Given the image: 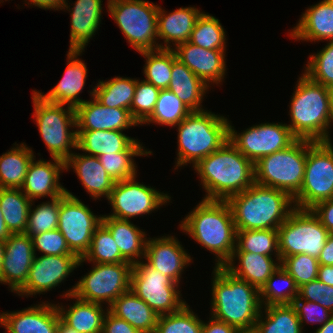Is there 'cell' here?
<instances>
[{
  "mask_svg": "<svg viewBox=\"0 0 333 333\" xmlns=\"http://www.w3.org/2000/svg\"><path fill=\"white\" fill-rule=\"evenodd\" d=\"M328 99L330 103V109L333 116V85L327 87Z\"/></svg>",
  "mask_w": 333,
  "mask_h": 333,
  "instance_id": "03108f58",
  "label": "cell"
},
{
  "mask_svg": "<svg viewBox=\"0 0 333 333\" xmlns=\"http://www.w3.org/2000/svg\"><path fill=\"white\" fill-rule=\"evenodd\" d=\"M237 333H256L254 330H239Z\"/></svg>",
  "mask_w": 333,
  "mask_h": 333,
  "instance_id": "a7ac6f4b",
  "label": "cell"
},
{
  "mask_svg": "<svg viewBox=\"0 0 333 333\" xmlns=\"http://www.w3.org/2000/svg\"><path fill=\"white\" fill-rule=\"evenodd\" d=\"M304 74L325 87L333 85V41H330L319 53L310 56Z\"/></svg>",
  "mask_w": 333,
  "mask_h": 333,
  "instance_id": "681fc988",
  "label": "cell"
},
{
  "mask_svg": "<svg viewBox=\"0 0 333 333\" xmlns=\"http://www.w3.org/2000/svg\"><path fill=\"white\" fill-rule=\"evenodd\" d=\"M298 298L317 302L333 313V286L316 279L298 288Z\"/></svg>",
  "mask_w": 333,
  "mask_h": 333,
  "instance_id": "f5cc1de1",
  "label": "cell"
},
{
  "mask_svg": "<svg viewBox=\"0 0 333 333\" xmlns=\"http://www.w3.org/2000/svg\"><path fill=\"white\" fill-rule=\"evenodd\" d=\"M208 87L184 63L177 59L173 50V67L168 90L173 92L192 111H203L200 104Z\"/></svg>",
  "mask_w": 333,
  "mask_h": 333,
  "instance_id": "4dcf8cb0",
  "label": "cell"
},
{
  "mask_svg": "<svg viewBox=\"0 0 333 333\" xmlns=\"http://www.w3.org/2000/svg\"><path fill=\"white\" fill-rule=\"evenodd\" d=\"M35 255L29 235L11 234L5 241L0 283H7L12 292H18L26 283Z\"/></svg>",
  "mask_w": 333,
  "mask_h": 333,
  "instance_id": "ac0fdd59",
  "label": "cell"
},
{
  "mask_svg": "<svg viewBox=\"0 0 333 333\" xmlns=\"http://www.w3.org/2000/svg\"><path fill=\"white\" fill-rule=\"evenodd\" d=\"M229 140V121L212 112L192 111L178 124L177 167L193 164L218 150Z\"/></svg>",
  "mask_w": 333,
  "mask_h": 333,
  "instance_id": "8992f818",
  "label": "cell"
},
{
  "mask_svg": "<svg viewBox=\"0 0 333 333\" xmlns=\"http://www.w3.org/2000/svg\"><path fill=\"white\" fill-rule=\"evenodd\" d=\"M93 269L63 297L73 294L81 300L108 303V307L123 293L130 290L133 264L130 262L99 264L94 263Z\"/></svg>",
  "mask_w": 333,
  "mask_h": 333,
  "instance_id": "7c38bea8",
  "label": "cell"
},
{
  "mask_svg": "<svg viewBox=\"0 0 333 333\" xmlns=\"http://www.w3.org/2000/svg\"><path fill=\"white\" fill-rule=\"evenodd\" d=\"M152 152H118L103 154L98 158L113 181L119 182L136 177V167L132 157L148 155Z\"/></svg>",
  "mask_w": 333,
  "mask_h": 333,
  "instance_id": "7dc6e473",
  "label": "cell"
},
{
  "mask_svg": "<svg viewBox=\"0 0 333 333\" xmlns=\"http://www.w3.org/2000/svg\"><path fill=\"white\" fill-rule=\"evenodd\" d=\"M311 210L320 219L322 225L331 232L333 230V198L318 202Z\"/></svg>",
  "mask_w": 333,
  "mask_h": 333,
  "instance_id": "9f6ffc18",
  "label": "cell"
},
{
  "mask_svg": "<svg viewBox=\"0 0 333 333\" xmlns=\"http://www.w3.org/2000/svg\"><path fill=\"white\" fill-rule=\"evenodd\" d=\"M333 198V146L332 142L308 140L304 180L300 191L293 197L295 208L311 209L318 202Z\"/></svg>",
  "mask_w": 333,
  "mask_h": 333,
  "instance_id": "8fae6325",
  "label": "cell"
},
{
  "mask_svg": "<svg viewBox=\"0 0 333 333\" xmlns=\"http://www.w3.org/2000/svg\"><path fill=\"white\" fill-rule=\"evenodd\" d=\"M2 212L0 209V240L6 241V239L11 235L6 223L2 217Z\"/></svg>",
  "mask_w": 333,
  "mask_h": 333,
  "instance_id": "6125c7cd",
  "label": "cell"
},
{
  "mask_svg": "<svg viewBox=\"0 0 333 333\" xmlns=\"http://www.w3.org/2000/svg\"><path fill=\"white\" fill-rule=\"evenodd\" d=\"M209 323H204L201 333H237L238 330L225 322L219 321L211 317Z\"/></svg>",
  "mask_w": 333,
  "mask_h": 333,
  "instance_id": "6f0895ef",
  "label": "cell"
},
{
  "mask_svg": "<svg viewBox=\"0 0 333 333\" xmlns=\"http://www.w3.org/2000/svg\"><path fill=\"white\" fill-rule=\"evenodd\" d=\"M275 277L278 278L282 284L286 285V290L279 288L275 284ZM278 279L277 281H279ZM259 292L261 295L260 301L262 307L263 305L267 306L272 304H292L293 301L298 297V287L295 283V280L281 265L274 271V273L262 286Z\"/></svg>",
  "mask_w": 333,
  "mask_h": 333,
  "instance_id": "7bdbcfd3",
  "label": "cell"
},
{
  "mask_svg": "<svg viewBox=\"0 0 333 333\" xmlns=\"http://www.w3.org/2000/svg\"><path fill=\"white\" fill-rule=\"evenodd\" d=\"M102 223L109 229L120 254L128 262L135 264L139 261L137 257H145L147 243L145 232L141 231L129 220H121L106 215H102Z\"/></svg>",
  "mask_w": 333,
  "mask_h": 333,
  "instance_id": "d6a6232c",
  "label": "cell"
},
{
  "mask_svg": "<svg viewBox=\"0 0 333 333\" xmlns=\"http://www.w3.org/2000/svg\"><path fill=\"white\" fill-rule=\"evenodd\" d=\"M275 251L280 262L278 230H236V247L234 252H251L271 256Z\"/></svg>",
  "mask_w": 333,
  "mask_h": 333,
  "instance_id": "f35d334b",
  "label": "cell"
},
{
  "mask_svg": "<svg viewBox=\"0 0 333 333\" xmlns=\"http://www.w3.org/2000/svg\"><path fill=\"white\" fill-rule=\"evenodd\" d=\"M66 297L77 300L68 310L57 306L61 320L79 333H102L106 314L102 304L81 300L73 294Z\"/></svg>",
  "mask_w": 333,
  "mask_h": 333,
  "instance_id": "836d02e7",
  "label": "cell"
},
{
  "mask_svg": "<svg viewBox=\"0 0 333 333\" xmlns=\"http://www.w3.org/2000/svg\"><path fill=\"white\" fill-rule=\"evenodd\" d=\"M315 333H333V315L321 327L317 328Z\"/></svg>",
  "mask_w": 333,
  "mask_h": 333,
  "instance_id": "be15d7a7",
  "label": "cell"
},
{
  "mask_svg": "<svg viewBox=\"0 0 333 333\" xmlns=\"http://www.w3.org/2000/svg\"><path fill=\"white\" fill-rule=\"evenodd\" d=\"M4 255H5V241L0 240V276H1V266Z\"/></svg>",
  "mask_w": 333,
  "mask_h": 333,
  "instance_id": "003e7915",
  "label": "cell"
},
{
  "mask_svg": "<svg viewBox=\"0 0 333 333\" xmlns=\"http://www.w3.org/2000/svg\"><path fill=\"white\" fill-rule=\"evenodd\" d=\"M135 178L115 182L108 200L113 213L108 215L121 220H129L148 214L170 200V196L150 186L135 182Z\"/></svg>",
  "mask_w": 333,
  "mask_h": 333,
  "instance_id": "2e32d148",
  "label": "cell"
},
{
  "mask_svg": "<svg viewBox=\"0 0 333 333\" xmlns=\"http://www.w3.org/2000/svg\"><path fill=\"white\" fill-rule=\"evenodd\" d=\"M185 304L179 311L160 315L154 333H201L203 321Z\"/></svg>",
  "mask_w": 333,
  "mask_h": 333,
  "instance_id": "f6af8a7d",
  "label": "cell"
},
{
  "mask_svg": "<svg viewBox=\"0 0 333 333\" xmlns=\"http://www.w3.org/2000/svg\"><path fill=\"white\" fill-rule=\"evenodd\" d=\"M188 255L173 236H162L147 239L144 258L151 267L178 284L183 269L192 260Z\"/></svg>",
  "mask_w": 333,
  "mask_h": 333,
  "instance_id": "44dd1931",
  "label": "cell"
},
{
  "mask_svg": "<svg viewBox=\"0 0 333 333\" xmlns=\"http://www.w3.org/2000/svg\"><path fill=\"white\" fill-rule=\"evenodd\" d=\"M107 7L129 44L139 53L161 49L156 44L159 6L146 0H108Z\"/></svg>",
  "mask_w": 333,
  "mask_h": 333,
  "instance_id": "9c48e42d",
  "label": "cell"
},
{
  "mask_svg": "<svg viewBox=\"0 0 333 333\" xmlns=\"http://www.w3.org/2000/svg\"><path fill=\"white\" fill-rule=\"evenodd\" d=\"M280 263L295 280L298 288L317 279L320 264L316 257L307 254H296L285 257Z\"/></svg>",
  "mask_w": 333,
  "mask_h": 333,
  "instance_id": "c3c4849f",
  "label": "cell"
},
{
  "mask_svg": "<svg viewBox=\"0 0 333 333\" xmlns=\"http://www.w3.org/2000/svg\"><path fill=\"white\" fill-rule=\"evenodd\" d=\"M177 288V283L148 263L133 264L130 289L159 316L179 311L186 304Z\"/></svg>",
  "mask_w": 333,
  "mask_h": 333,
  "instance_id": "4fadbf2b",
  "label": "cell"
},
{
  "mask_svg": "<svg viewBox=\"0 0 333 333\" xmlns=\"http://www.w3.org/2000/svg\"><path fill=\"white\" fill-rule=\"evenodd\" d=\"M146 58L145 81L160 90L168 89L173 67V48L141 52Z\"/></svg>",
  "mask_w": 333,
  "mask_h": 333,
  "instance_id": "b9f144b4",
  "label": "cell"
},
{
  "mask_svg": "<svg viewBox=\"0 0 333 333\" xmlns=\"http://www.w3.org/2000/svg\"><path fill=\"white\" fill-rule=\"evenodd\" d=\"M317 279L326 285L333 286V265H320Z\"/></svg>",
  "mask_w": 333,
  "mask_h": 333,
  "instance_id": "94428289",
  "label": "cell"
},
{
  "mask_svg": "<svg viewBox=\"0 0 333 333\" xmlns=\"http://www.w3.org/2000/svg\"><path fill=\"white\" fill-rule=\"evenodd\" d=\"M292 305L294 306L297 316L301 322V327L303 328V321L305 320L310 323H320V327L328 321L333 313L328 309L323 307L317 302H311L298 297L293 301ZM323 323V324H321Z\"/></svg>",
  "mask_w": 333,
  "mask_h": 333,
  "instance_id": "db71d44e",
  "label": "cell"
},
{
  "mask_svg": "<svg viewBox=\"0 0 333 333\" xmlns=\"http://www.w3.org/2000/svg\"><path fill=\"white\" fill-rule=\"evenodd\" d=\"M74 168L80 178L83 187L95 199L105 196L107 199L114 187L115 181L103 168L100 160L96 156L72 154L65 161V169Z\"/></svg>",
  "mask_w": 333,
  "mask_h": 333,
  "instance_id": "484cf974",
  "label": "cell"
},
{
  "mask_svg": "<svg viewBox=\"0 0 333 333\" xmlns=\"http://www.w3.org/2000/svg\"><path fill=\"white\" fill-rule=\"evenodd\" d=\"M77 149L88 152L91 156L118 152H151L144 150L135 138L126 136L117 130L76 131Z\"/></svg>",
  "mask_w": 333,
  "mask_h": 333,
  "instance_id": "d4e9b609",
  "label": "cell"
},
{
  "mask_svg": "<svg viewBox=\"0 0 333 333\" xmlns=\"http://www.w3.org/2000/svg\"><path fill=\"white\" fill-rule=\"evenodd\" d=\"M290 103L291 124L287 125L296 139L313 142L330 141L328 127L333 121L327 87L303 74ZM332 120V121H331Z\"/></svg>",
  "mask_w": 333,
  "mask_h": 333,
  "instance_id": "5b68a950",
  "label": "cell"
},
{
  "mask_svg": "<svg viewBox=\"0 0 333 333\" xmlns=\"http://www.w3.org/2000/svg\"><path fill=\"white\" fill-rule=\"evenodd\" d=\"M277 230L280 262L296 254L318 258L330 234L311 209L298 208L289 214Z\"/></svg>",
  "mask_w": 333,
  "mask_h": 333,
  "instance_id": "30bf717a",
  "label": "cell"
},
{
  "mask_svg": "<svg viewBox=\"0 0 333 333\" xmlns=\"http://www.w3.org/2000/svg\"><path fill=\"white\" fill-rule=\"evenodd\" d=\"M318 262L320 265H333V235L329 234L326 243L318 257Z\"/></svg>",
  "mask_w": 333,
  "mask_h": 333,
  "instance_id": "680465c9",
  "label": "cell"
},
{
  "mask_svg": "<svg viewBox=\"0 0 333 333\" xmlns=\"http://www.w3.org/2000/svg\"><path fill=\"white\" fill-rule=\"evenodd\" d=\"M56 333H79L75 329L66 325L61 319L59 320V325Z\"/></svg>",
  "mask_w": 333,
  "mask_h": 333,
  "instance_id": "e7e4bbea",
  "label": "cell"
},
{
  "mask_svg": "<svg viewBox=\"0 0 333 333\" xmlns=\"http://www.w3.org/2000/svg\"><path fill=\"white\" fill-rule=\"evenodd\" d=\"M32 95L33 117L51 158L65 162L73 154L69 149H77V132L69 130L71 126L76 127L75 108L68 106L64 109V104L48 102L38 91Z\"/></svg>",
  "mask_w": 333,
  "mask_h": 333,
  "instance_id": "ba28073f",
  "label": "cell"
},
{
  "mask_svg": "<svg viewBox=\"0 0 333 333\" xmlns=\"http://www.w3.org/2000/svg\"><path fill=\"white\" fill-rule=\"evenodd\" d=\"M225 32L219 20L202 13L193 29L189 42L209 50H225Z\"/></svg>",
  "mask_w": 333,
  "mask_h": 333,
  "instance_id": "ee69618b",
  "label": "cell"
},
{
  "mask_svg": "<svg viewBox=\"0 0 333 333\" xmlns=\"http://www.w3.org/2000/svg\"><path fill=\"white\" fill-rule=\"evenodd\" d=\"M85 260L99 264L128 262L120 254L112 234L103 223H101L93 233L88 251L80 258L81 263Z\"/></svg>",
  "mask_w": 333,
  "mask_h": 333,
  "instance_id": "60d3db41",
  "label": "cell"
},
{
  "mask_svg": "<svg viewBox=\"0 0 333 333\" xmlns=\"http://www.w3.org/2000/svg\"><path fill=\"white\" fill-rule=\"evenodd\" d=\"M141 333H154L159 315L132 290L121 294L108 308Z\"/></svg>",
  "mask_w": 333,
  "mask_h": 333,
  "instance_id": "f546056e",
  "label": "cell"
},
{
  "mask_svg": "<svg viewBox=\"0 0 333 333\" xmlns=\"http://www.w3.org/2000/svg\"><path fill=\"white\" fill-rule=\"evenodd\" d=\"M104 316L102 333H141L138 329L131 326L127 321L116 317L107 307Z\"/></svg>",
  "mask_w": 333,
  "mask_h": 333,
  "instance_id": "11a10c76",
  "label": "cell"
},
{
  "mask_svg": "<svg viewBox=\"0 0 333 333\" xmlns=\"http://www.w3.org/2000/svg\"><path fill=\"white\" fill-rule=\"evenodd\" d=\"M229 123V141L254 164L291 145L296 138L287 124L261 123L238 133Z\"/></svg>",
  "mask_w": 333,
  "mask_h": 333,
  "instance_id": "9a60e30c",
  "label": "cell"
},
{
  "mask_svg": "<svg viewBox=\"0 0 333 333\" xmlns=\"http://www.w3.org/2000/svg\"><path fill=\"white\" fill-rule=\"evenodd\" d=\"M82 50H69L67 54V67L63 78L47 94L38 92L48 102L64 104L76 108L85 100L77 96L82 91L87 77V68L85 63L79 60Z\"/></svg>",
  "mask_w": 333,
  "mask_h": 333,
  "instance_id": "cb8c5ba5",
  "label": "cell"
},
{
  "mask_svg": "<svg viewBox=\"0 0 333 333\" xmlns=\"http://www.w3.org/2000/svg\"><path fill=\"white\" fill-rule=\"evenodd\" d=\"M177 59L184 63L206 85L220 83L225 75V50H209L189 41L178 44L173 49Z\"/></svg>",
  "mask_w": 333,
  "mask_h": 333,
  "instance_id": "7402d4cb",
  "label": "cell"
},
{
  "mask_svg": "<svg viewBox=\"0 0 333 333\" xmlns=\"http://www.w3.org/2000/svg\"><path fill=\"white\" fill-rule=\"evenodd\" d=\"M102 223V216L92 211L66 189L61 196L57 229L63 234L68 248L79 259L90 247L92 236Z\"/></svg>",
  "mask_w": 333,
  "mask_h": 333,
  "instance_id": "5bb4252c",
  "label": "cell"
},
{
  "mask_svg": "<svg viewBox=\"0 0 333 333\" xmlns=\"http://www.w3.org/2000/svg\"><path fill=\"white\" fill-rule=\"evenodd\" d=\"M75 108L76 131L117 130L123 131L138 122L129 110L103 106L94 97Z\"/></svg>",
  "mask_w": 333,
  "mask_h": 333,
  "instance_id": "d6986e66",
  "label": "cell"
},
{
  "mask_svg": "<svg viewBox=\"0 0 333 333\" xmlns=\"http://www.w3.org/2000/svg\"><path fill=\"white\" fill-rule=\"evenodd\" d=\"M264 307L266 317L262 319L261 310L253 329L256 333H302L301 322L292 304H272Z\"/></svg>",
  "mask_w": 333,
  "mask_h": 333,
  "instance_id": "8d00e7d4",
  "label": "cell"
},
{
  "mask_svg": "<svg viewBox=\"0 0 333 333\" xmlns=\"http://www.w3.org/2000/svg\"><path fill=\"white\" fill-rule=\"evenodd\" d=\"M61 202V196L52 199L51 202L41 203L35 209L29 210L27 228L24 234L30 237L42 233L57 229L59 220V207Z\"/></svg>",
  "mask_w": 333,
  "mask_h": 333,
  "instance_id": "bcb514c9",
  "label": "cell"
},
{
  "mask_svg": "<svg viewBox=\"0 0 333 333\" xmlns=\"http://www.w3.org/2000/svg\"><path fill=\"white\" fill-rule=\"evenodd\" d=\"M308 140L296 139L287 148L261 157L255 164V182L287 192L292 198L304 180Z\"/></svg>",
  "mask_w": 333,
  "mask_h": 333,
  "instance_id": "52a82bcc",
  "label": "cell"
},
{
  "mask_svg": "<svg viewBox=\"0 0 333 333\" xmlns=\"http://www.w3.org/2000/svg\"><path fill=\"white\" fill-rule=\"evenodd\" d=\"M102 0H77L71 9L69 50H84L98 29L102 15Z\"/></svg>",
  "mask_w": 333,
  "mask_h": 333,
  "instance_id": "f1b7e54d",
  "label": "cell"
},
{
  "mask_svg": "<svg viewBox=\"0 0 333 333\" xmlns=\"http://www.w3.org/2000/svg\"><path fill=\"white\" fill-rule=\"evenodd\" d=\"M330 3H331V5L333 6V0H328Z\"/></svg>",
  "mask_w": 333,
  "mask_h": 333,
  "instance_id": "89a4df30",
  "label": "cell"
},
{
  "mask_svg": "<svg viewBox=\"0 0 333 333\" xmlns=\"http://www.w3.org/2000/svg\"><path fill=\"white\" fill-rule=\"evenodd\" d=\"M54 162L44 160L34 161L33 158L25 179L21 186V191L33 201L34 199L49 196L56 199L66 193V189L59 183L61 170L65 169V162L51 158Z\"/></svg>",
  "mask_w": 333,
  "mask_h": 333,
  "instance_id": "603a6c76",
  "label": "cell"
},
{
  "mask_svg": "<svg viewBox=\"0 0 333 333\" xmlns=\"http://www.w3.org/2000/svg\"><path fill=\"white\" fill-rule=\"evenodd\" d=\"M202 13L194 7H181L167 14L159 6L157 14L158 37L163 39L165 44V46L161 44V49H171L172 46L169 45L171 42L177 46L189 41L195 24Z\"/></svg>",
  "mask_w": 333,
  "mask_h": 333,
  "instance_id": "4316f807",
  "label": "cell"
},
{
  "mask_svg": "<svg viewBox=\"0 0 333 333\" xmlns=\"http://www.w3.org/2000/svg\"><path fill=\"white\" fill-rule=\"evenodd\" d=\"M80 264V259L76 255L40 257L35 255L26 283L17 294L30 296L47 292L57 287Z\"/></svg>",
  "mask_w": 333,
  "mask_h": 333,
  "instance_id": "e0dca14e",
  "label": "cell"
},
{
  "mask_svg": "<svg viewBox=\"0 0 333 333\" xmlns=\"http://www.w3.org/2000/svg\"><path fill=\"white\" fill-rule=\"evenodd\" d=\"M24 143L0 156V188L20 189L35 157Z\"/></svg>",
  "mask_w": 333,
  "mask_h": 333,
  "instance_id": "d590c367",
  "label": "cell"
},
{
  "mask_svg": "<svg viewBox=\"0 0 333 333\" xmlns=\"http://www.w3.org/2000/svg\"><path fill=\"white\" fill-rule=\"evenodd\" d=\"M212 317L239 330H253L261 309L259 289L224 266L214 268Z\"/></svg>",
  "mask_w": 333,
  "mask_h": 333,
  "instance_id": "3957f363",
  "label": "cell"
},
{
  "mask_svg": "<svg viewBox=\"0 0 333 333\" xmlns=\"http://www.w3.org/2000/svg\"><path fill=\"white\" fill-rule=\"evenodd\" d=\"M179 225L201 246L215 253V266H225L231 260L236 228L227 201L203 199Z\"/></svg>",
  "mask_w": 333,
  "mask_h": 333,
  "instance_id": "7a4b0ae2",
  "label": "cell"
},
{
  "mask_svg": "<svg viewBox=\"0 0 333 333\" xmlns=\"http://www.w3.org/2000/svg\"><path fill=\"white\" fill-rule=\"evenodd\" d=\"M30 3L32 5L38 6L39 8H43V9H64L67 8L68 10V3L66 2V0H29Z\"/></svg>",
  "mask_w": 333,
  "mask_h": 333,
  "instance_id": "91938a15",
  "label": "cell"
},
{
  "mask_svg": "<svg viewBox=\"0 0 333 333\" xmlns=\"http://www.w3.org/2000/svg\"><path fill=\"white\" fill-rule=\"evenodd\" d=\"M293 39L306 41H333V6L323 0L310 6L291 31Z\"/></svg>",
  "mask_w": 333,
  "mask_h": 333,
  "instance_id": "83f0119b",
  "label": "cell"
},
{
  "mask_svg": "<svg viewBox=\"0 0 333 333\" xmlns=\"http://www.w3.org/2000/svg\"><path fill=\"white\" fill-rule=\"evenodd\" d=\"M192 112L173 92L160 90L152 114L143 123L177 126Z\"/></svg>",
  "mask_w": 333,
  "mask_h": 333,
  "instance_id": "ab89813d",
  "label": "cell"
},
{
  "mask_svg": "<svg viewBox=\"0 0 333 333\" xmlns=\"http://www.w3.org/2000/svg\"><path fill=\"white\" fill-rule=\"evenodd\" d=\"M235 258L239 260L238 267L234 265ZM280 264L275 263L272 256L233 252L231 260L224 267L237 278L247 281L260 290Z\"/></svg>",
  "mask_w": 333,
  "mask_h": 333,
  "instance_id": "1f68e13d",
  "label": "cell"
},
{
  "mask_svg": "<svg viewBox=\"0 0 333 333\" xmlns=\"http://www.w3.org/2000/svg\"><path fill=\"white\" fill-rule=\"evenodd\" d=\"M160 89L153 84L143 80L138 81L135 87L134 97L131 103L130 112L138 125L152 114L158 100Z\"/></svg>",
  "mask_w": 333,
  "mask_h": 333,
  "instance_id": "f907efd6",
  "label": "cell"
},
{
  "mask_svg": "<svg viewBox=\"0 0 333 333\" xmlns=\"http://www.w3.org/2000/svg\"><path fill=\"white\" fill-rule=\"evenodd\" d=\"M136 84V79L123 77H115L105 82L100 80L90 94L103 106L130 111Z\"/></svg>",
  "mask_w": 333,
  "mask_h": 333,
  "instance_id": "74e56055",
  "label": "cell"
},
{
  "mask_svg": "<svg viewBox=\"0 0 333 333\" xmlns=\"http://www.w3.org/2000/svg\"><path fill=\"white\" fill-rule=\"evenodd\" d=\"M60 314L55 304L42 303L15 312L0 314L7 333H56Z\"/></svg>",
  "mask_w": 333,
  "mask_h": 333,
  "instance_id": "ffe728a7",
  "label": "cell"
},
{
  "mask_svg": "<svg viewBox=\"0 0 333 333\" xmlns=\"http://www.w3.org/2000/svg\"><path fill=\"white\" fill-rule=\"evenodd\" d=\"M227 202L236 230H277L295 209L287 192L256 182Z\"/></svg>",
  "mask_w": 333,
  "mask_h": 333,
  "instance_id": "277c9868",
  "label": "cell"
},
{
  "mask_svg": "<svg viewBox=\"0 0 333 333\" xmlns=\"http://www.w3.org/2000/svg\"><path fill=\"white\" fill-rule=\"evenodd\" d=\"M31 201L21 189L0 188V209L11 234H24Z\"/></svg>",
  "mask_w": 333,
  "mask_h": 333,
  "instance_id": "e575fe53",
  "label": "cell"
},
{
  "mask_svg": "<svg viewBox=\"0 0 333 333\" xmlns=\"http://www.w3.org/2000/svg\"><path fill=\"white\" fill-rule=\"evenodd\" d=\"M206 200L227 201L255 183L254 163L229 140L195 166Z\"/></svg>",
  "mask_w": 333,
  "mask_h": 333,
  "instance_id": "6da1fadb",
  "label": "cell"
},
{
  "mask_svg": "<svg viewBox=\"0 0 333 333\" xmlns=\"http://www.w3.org/2000/svg\"><path fill=\"white\" fill-rule=\"evenodd\" d=\"M34 252L38 249L43 255H75L70 251L63 234L58 230L42 232L31 237Z\"/></svg>",
  "mask_w": 333,
  "mask_h": 333,
  "instance_id": "816d5d0a",
  "label": "cell"
}]
</instances>
